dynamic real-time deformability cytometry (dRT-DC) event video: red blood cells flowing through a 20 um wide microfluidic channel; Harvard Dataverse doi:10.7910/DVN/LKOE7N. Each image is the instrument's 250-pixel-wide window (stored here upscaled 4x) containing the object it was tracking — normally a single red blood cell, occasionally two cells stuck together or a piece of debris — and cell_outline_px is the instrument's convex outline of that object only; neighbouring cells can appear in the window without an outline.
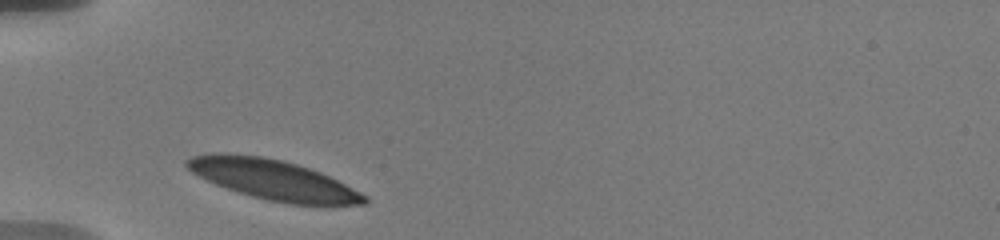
{"species": "human", "species_latin": "Homo sapiens", "temperature_condition": "warm", "stored_images_in_passage": 7, "camera_frame_rate_fps": 3000, "um_per_image_px": 0.085, "donor": {"sex": "male"}, "frame": {"image": 1, "passage_image": 1, "time_ms": 0.0, "image_size_px": [1000, 240], "cell_outline_px": [[368, 200], [364, 204], [292, 204], [268, 200], [252, 196], [216, 184], [192, 172], [184, 164], [184, 160], [192, 156], [216, 152], [220, 152], [264, 156], [284, 160], [320, 172], [368, 196]], "centroid_in_image_um": [23.18, 15.24], "position_along_channel_um": 61.8, "area_um2": 40.86}}
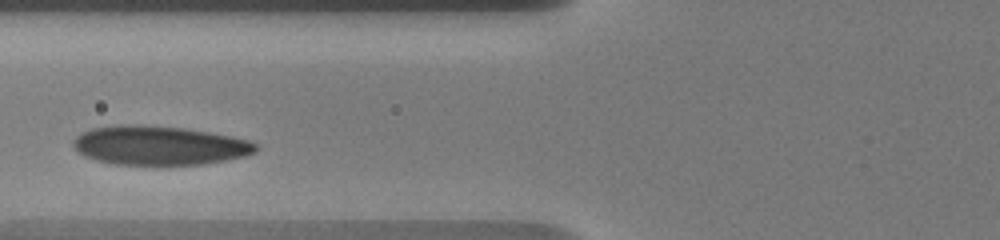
{"frame": {"image": 2, "passage_image": 5, "time_ms": 1.667, "image_size_px": [1000, 240], "cell_outline_px": [[260, 148], [256, 152], [244, 156], [204, 164], [112, 164], [96, 160], [84, 156], [72, 144], [72, 140], [80, 132], [92, 128], [124, 124], [140, 124], [184, 128], [232, 136], [252, 140], [260, 144]], "centroid_in_image_um": [13.57, 12.35], "position_along_channel_um": 112.2, "area_um2": 41.79}}